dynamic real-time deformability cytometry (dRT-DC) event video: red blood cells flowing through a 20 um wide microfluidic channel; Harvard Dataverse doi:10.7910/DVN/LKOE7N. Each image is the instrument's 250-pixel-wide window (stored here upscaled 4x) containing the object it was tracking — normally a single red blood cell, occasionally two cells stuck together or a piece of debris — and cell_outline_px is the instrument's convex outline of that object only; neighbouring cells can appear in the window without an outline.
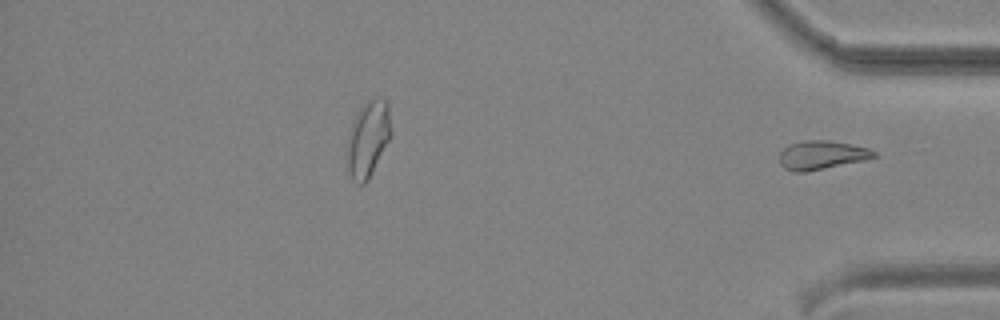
{"species": "common noctule bat (a hibernating species)", "species_latin": "Nyctalus noctula", "temperature_condition": "cold", "stored_images_in_passage": 39, "segment_of_instrument_passage": [2, 2], "camera_frame_rate_fps": 3000, "um_per_image_px": 0.085, "animal": {"sex": "male", "body_mass_g": 19.2, "forearm_length_mm": 51.8}, "frame": {"image": 1, "passage_image": 39, "time_ms": 12.667, "image_size_px": [1000, 320], "cell_outline_px": [[876, 156], [864, 160], [808, 172], [792, 172], [784, 168], [780, 164], [780, 152], [788, 144], [804, 140], [828, 140], [868, 148], [876, 152]], "centroid_in_image_um": [69.8, 13.19], "position_along_channel_um": 365.4, "area_um2": 15.84}}